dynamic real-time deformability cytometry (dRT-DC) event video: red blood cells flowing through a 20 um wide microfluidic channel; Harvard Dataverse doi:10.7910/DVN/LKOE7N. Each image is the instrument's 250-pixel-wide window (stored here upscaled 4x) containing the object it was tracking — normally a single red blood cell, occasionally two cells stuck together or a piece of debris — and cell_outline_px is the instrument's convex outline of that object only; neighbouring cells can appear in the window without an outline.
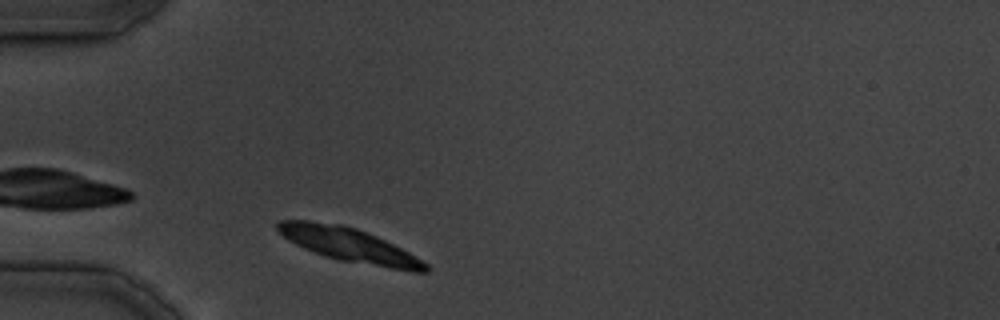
{"species": "common noctule bat (a hibernating species)", "species_latin": "Nyctalus noctula", "temperature_condition": "cold", "stored_images_in_passage": 11, "camera_frame_rate_fps": 3000, "um_per_image_px": 0.085, "animal": {"sex": "male", "body_mass_g": 19.5, "forearm_length_mm": 54.6}, "frame": {"image": 1, "passage_image": 1, "time_ms": 0.0, "image_size_px": [1000, 320], "cell_outline_px": [[428, 272], [412, 272], [340, 260], [324, 256], [304, 248], [288, 240], [276, 228], [276, 224], [280, 220], [308, 220], [344, 224], [356, 228], [376, 236], [408, 252], [428, 264]], "centroid_in_image_um": [29.67, 20.81], "position_along_channel_um": 55.3, "area_um2": 29.07}}